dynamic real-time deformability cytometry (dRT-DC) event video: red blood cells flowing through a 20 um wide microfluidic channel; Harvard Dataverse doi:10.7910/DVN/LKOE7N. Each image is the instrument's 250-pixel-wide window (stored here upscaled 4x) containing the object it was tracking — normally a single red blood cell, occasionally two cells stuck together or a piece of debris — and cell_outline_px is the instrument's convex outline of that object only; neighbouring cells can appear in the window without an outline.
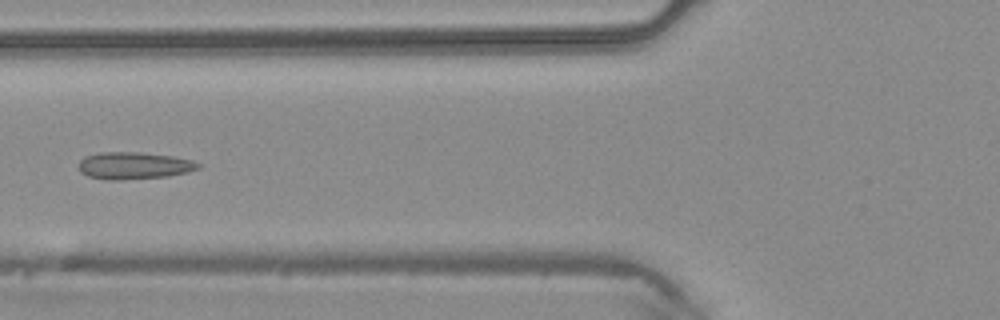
{"species": "common noctule bat (a hibernating species)", "species_latin": "Nyctalus noctula", "temperature_condition": "warm", "stored_images_in_passage": 5, "camera_frame_rate_fps": 3000, "um_per_image_px": 0.085, "animal": {"sex": "male", "body_mass_g": 20.4}, "frame": {"image": 1, "passage_image": 5, "time_ms": 1.333, "image_size_px": [1000, 320], "cell_outline_px": [[200, 168], [188, 172], [168, 176], [120, 180], [108, 180], [88, 176], [80, 172], [80, 160], [84, 156], [100, 152], [140, 152], [172, 156], [192, 160], [200, 164]], "centroid_in_image_um": [11.38, 14.07], "position_along_channel_um": 114.4, "area_um2": 18.9}}